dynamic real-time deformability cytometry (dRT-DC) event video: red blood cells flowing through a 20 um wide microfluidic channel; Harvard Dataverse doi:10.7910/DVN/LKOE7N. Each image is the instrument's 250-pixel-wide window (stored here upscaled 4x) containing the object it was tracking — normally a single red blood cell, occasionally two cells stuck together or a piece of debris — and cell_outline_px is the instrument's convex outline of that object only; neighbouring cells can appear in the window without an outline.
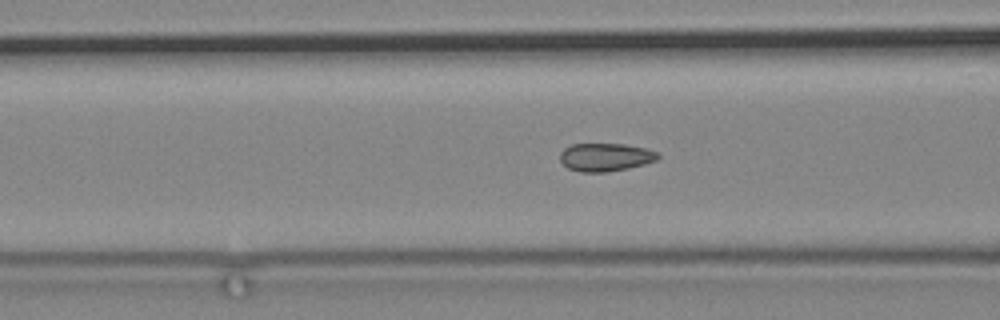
{"species": "common noctule bat (a hibernating species)", "species_latin": "Nyctalus noctula", "temperature_condition": "cold", "stored_images_in_passage": 79, "camera_frame_rate_fps": 3000, "um_per_image_px": 0.085, "animal": {"sex": "male", "body_mass_g": 19.2, "forearm_length_mm": 51.8}, "frame": {"image": 1, "passage_image": 40, "time_ms": 13.0, "image_size_px": [1000, 320], "cell_outline_px": [[660, 156], [656, 160], [644, 164], [628, 168], [604, 172], [580, 172], [568, 168], [560, 160], [560, 152], [564, 148], [572, 144], [624, 144], [648, 148], [656, 152]], "centroid_in_image_um": [51.46, 13.35], "position_along_channel_um": 115.1, "area_um2": 16.01}}
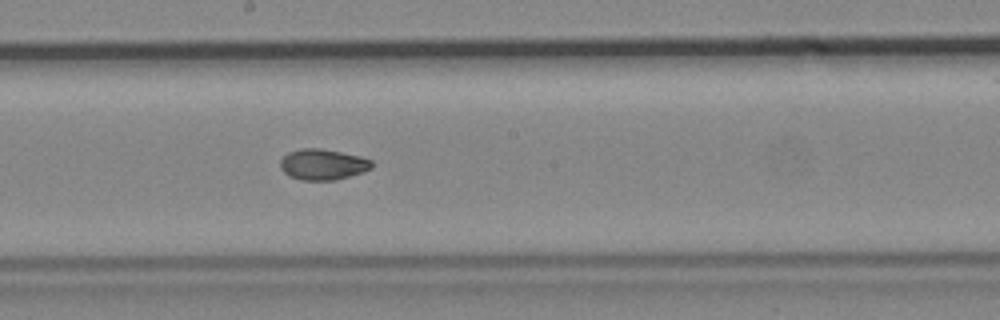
{"frame": {"image": 2, "passage_image": 50, "time_ms": 16.333, "image_size_px": [1000, 320], "cell_outline_px": [[372, 168], [336, 180], [300, 180], [284, 172], [280, 168], [280, 160], [288, 152], [300, 148], [320, 148], [360, 156], [372, 160]], "centroid_in_image_um": [27.41, 13.96], "position_along_channel_um": 220.8, "area_um2": 16.3}}
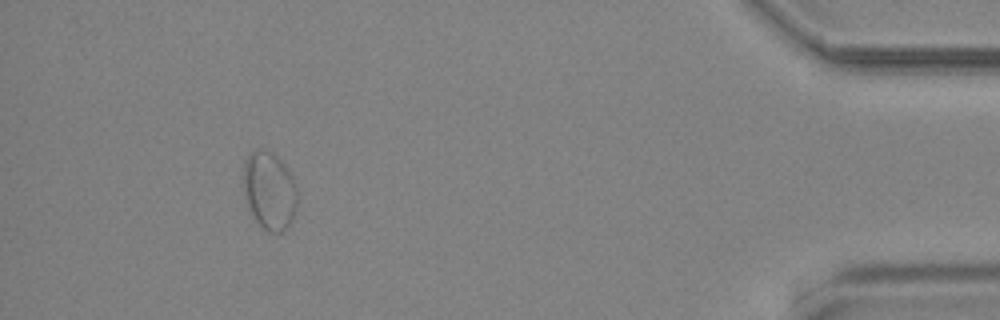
{"frame": {"image": 3, "passage_image": 74, "time_ms": 24.333, "image_size_px": [1000, 320], "cell_outline_px": [[300, 196], [292, 220], [280, 232], [268, 232], [260, 228], [248, 204], [244, 188], [244, 160], [248, 152], [256, 148], [260, 148], [272, 152], [288, 168], [296, 184]], "centroid_in_image_um": [22.93, 16.17], "position_along_channel_um": 412.3, "area_um2": 24.8}}